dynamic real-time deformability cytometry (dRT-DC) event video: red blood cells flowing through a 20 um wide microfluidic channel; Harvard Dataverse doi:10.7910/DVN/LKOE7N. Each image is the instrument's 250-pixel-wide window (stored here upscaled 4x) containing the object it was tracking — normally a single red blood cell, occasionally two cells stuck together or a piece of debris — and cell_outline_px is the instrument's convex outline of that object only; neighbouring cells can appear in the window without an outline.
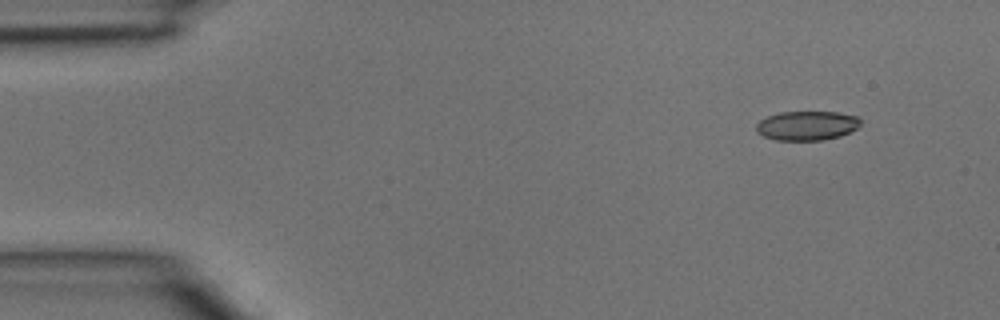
{"species": "common noctule bat (a hibernating species)", "species_latin": "Nyctalus noctula", "temperature_condition": "room temperature", "stored_images_in_passage": 4, "segment_of_instrument_passage": [1, 2], "camera_frame_rate_fps": 3000, "um_per_image_px": 0.085, "animal": {"sex": "male", "body_mass_g": 15.6}, "frame": {"image": 1, "passage_image": 1, "time_ms": 0.0, "image_size_px": [1000, 320], "cell_outline_px": [[860, 124], [856, 128], [840, 136], [824, 140], [776, 140], [764, 136], [756, 132], [756, 124], [760, 120], [768, 116], [780, 112], [840, 112], [860, 116]], "centroid_in_image_um": [68.59, 10.67], "position_along_channel_um": 16.4, "area_um2": 17.86}}